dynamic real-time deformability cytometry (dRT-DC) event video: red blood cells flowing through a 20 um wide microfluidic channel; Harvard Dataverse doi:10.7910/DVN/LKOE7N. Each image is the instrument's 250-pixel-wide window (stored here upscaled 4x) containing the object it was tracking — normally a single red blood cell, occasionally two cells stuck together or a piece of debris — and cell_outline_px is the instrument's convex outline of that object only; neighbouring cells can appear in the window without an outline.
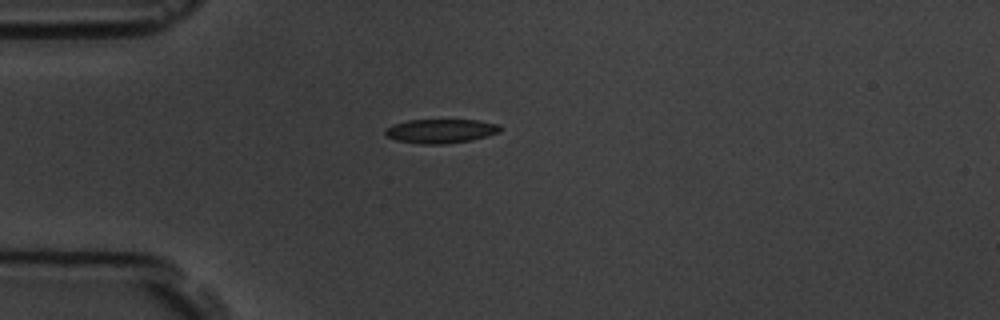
{"species": "common noctule bat (a hibernating species)", "species_latin": "Nyctalus noctula", "temperature_condition": "room temperature", "stored_images_in_passage": 5, "camera_frame_rate_fps": 3000, "um_per_image_px": 0.085, "animal": {"sex": "male", "body_mass_g": 19.5, "forearm_length_mm": 54.6}, "frame": {"image": 1, "passage_image": 1, "time_ms": 0.0, "image_size_px": [1000, 320], "cell_outline_px": [[500, 132], [488, 136], [472, 140], [444, 144], [420, 144], [396, 140], [388, 136], [384, 132], [388, 128], [396, 124], [408, 120], [476, 120], [500, 124]], "centroid_in_image_um": [37.52, 11.14], "position_along_channel_um": 47.5, "area_um2": 16.01}}
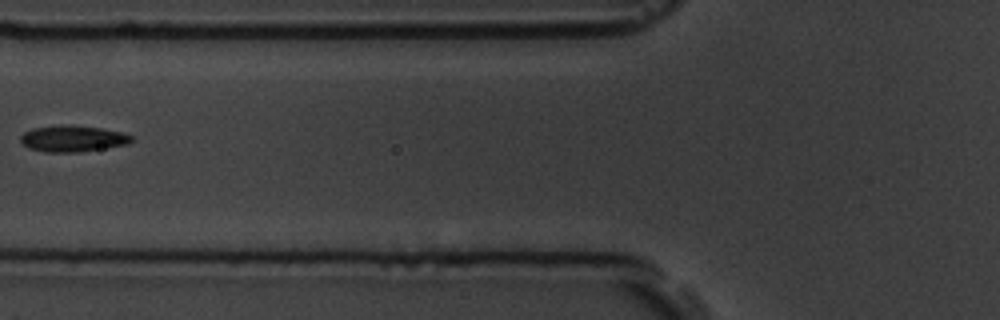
{"frame": {"image": 2, "passage_image": 3, "time_ms": 2.333, "image_size_px": [1000, 320], "cell_outline_px": [[132, 140], [128, 144], [80, 152], [44, 152], [28, 148], [20, 140], [20, 136], [24, 132], [32, 128], [64, 124], [104, 128], [124, 132], [132, 136]], "centroid_in_image_um": [6.18, 11.77], "position_along_channel_um": 119.6, "area_um2": 17.17}}
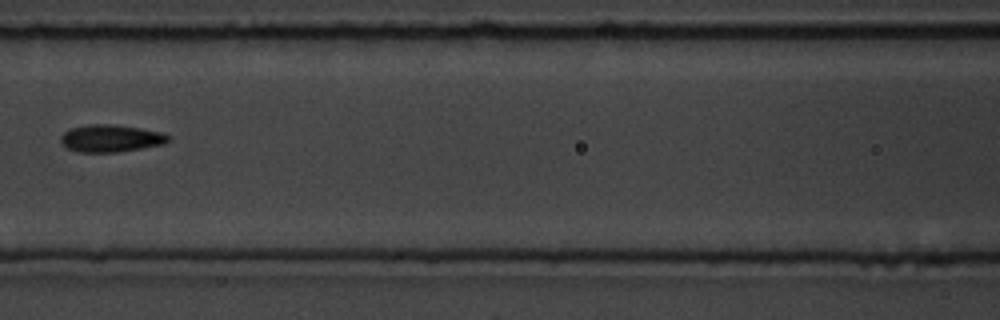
{"frame": {"image": 3, "passage_image": 4, "time_ms": 3.333, "image_size_px": [1000, 320], "cell_outline_px": [[172, 140], [164, 144], [116, 152], [80, 152], [68, 148], [60, 140], [60, 136], [64, 132], [72, 128], [88, 124], [108, 124], [140, 128], [160, 132], [172, 136]], "centroid_in_image_um": [9.45, 11.75], "position_along_channel_um": 157.1, "area_um2": 16.99}}